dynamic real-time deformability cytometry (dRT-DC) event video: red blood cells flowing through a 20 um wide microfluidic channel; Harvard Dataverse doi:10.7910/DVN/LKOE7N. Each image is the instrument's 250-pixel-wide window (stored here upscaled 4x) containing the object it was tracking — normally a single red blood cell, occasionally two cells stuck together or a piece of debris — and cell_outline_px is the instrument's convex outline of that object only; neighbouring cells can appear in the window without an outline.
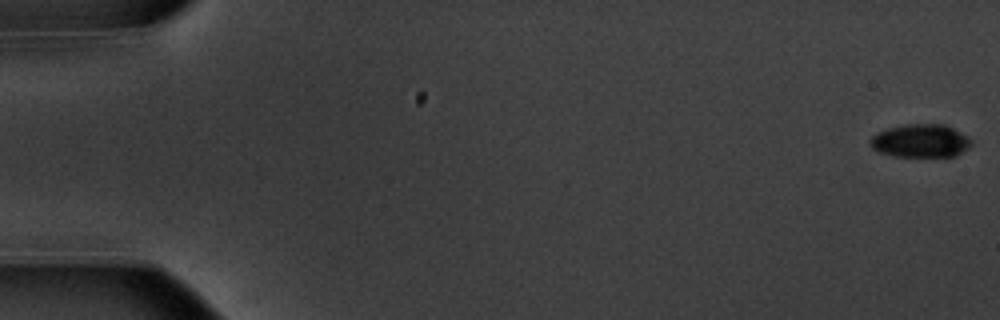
{"species": "common noctule bat (a hibernating species)", "species_latin": "Nyctalus noctula", "temperature_condition": "warm", "stored_images_in_passage": 55, "camera_frame_rate_fps": 3000, "um_per_image_px": 0.085, "animal": {"sex": "male", "body_mass_g": 20.1, "forearm_length_mm": 53.5}, "frame": {"image": 1, "passage_image": 1, "time_ms": 0.0, "image_size_px": [1000, 320], "cell_outline_px": [[972, 144], [968, 148], [956, 156], [892, 156], [880, 152], [872, 148], [868, 140], [872, 136], [888, 128], [904, 124], [944, 124], [968, 136], [972, 140]], "centroid_in_image_um": [78.25, 11.97], "position_along_channel_um": 6.7, "area_um2": 19.54}}
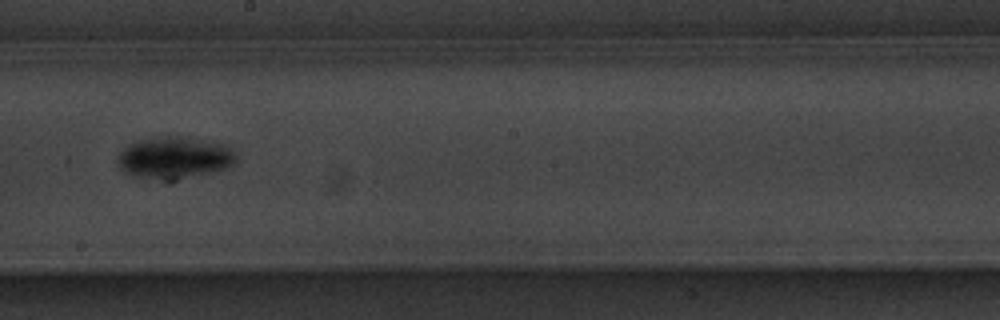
{"frame": {"image": 2, "passage_image": 32, "time_ms": 10.333, "image_size_px": [1000, 320], "cell_outline_px": [[236, 160], [232, 164], [224, 168], [176, 180], [160, 180], [136, 176], [120, 168], [116, 164], [116, 156], [128, 144], [144, 140], [168, 136], [180, 136], [220, 144], [228, 148], [236, 156]], "centroid_in_image_um": [14.75, 13.42], "position_along_channel_um": 233.5, "area_um2": 28.15}}
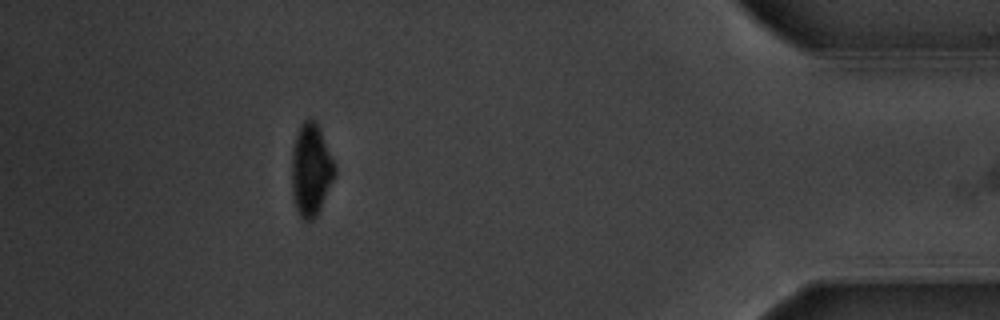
{"frame": {"image": 3, "passage_image": 50, "time_ms": 16.333, "image_size_px": [1000, 320], "cell_outline_px": [[336, 176], [316, 216], [312, 220], [304, 220], [300, 216], [292, 200], [292, 148], [300, 124], [308, 116], [312, 116], [316, 120], [320, 128], [336, 164]], "centroid_in_image_um": [26.44, 14.38], "position_along_channel_um": 408.8, "area_um2": 23.64}, "authors_computed_cell_mechanics": {"area_um2": 23.2356, "velocity_mm_per_s": 3.751, "shape_relaxation_time_tau1_ms": 4.1534, "shape_relaxation_time_tau2_ms": null, "deformation_change_tau1": 0.2008, "deformation_change_tau2": null}}